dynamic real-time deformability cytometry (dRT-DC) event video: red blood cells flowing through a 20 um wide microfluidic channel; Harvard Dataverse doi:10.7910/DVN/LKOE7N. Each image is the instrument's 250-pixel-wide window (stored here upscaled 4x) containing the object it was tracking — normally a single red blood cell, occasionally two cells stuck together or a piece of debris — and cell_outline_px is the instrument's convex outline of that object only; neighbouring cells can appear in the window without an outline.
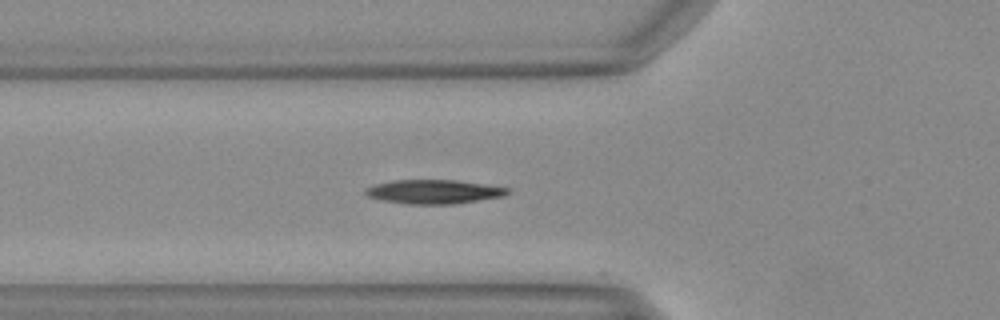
{"species": "Egyptian fruit bat (a non-hibernating species)", "species_latin": "Rousettus aegyptiacus", "temperature_condition": "warm", "stored_images_in_passage": 11, "camera_frame_rate_fps": 3000, "um_per_image_px": 0.085, "animal": {"sex": "female"}, "frame": {"image": 1, "passage_image": 3, "time_ms": 0.667, "image_size_px": [1000, 320], "cell_outline_px": [[512, 192], [504, 196], [452, 204], [408, 204], [380, 200], [368, 196], [364, 192], [368, 188], [376, 184], [392, 180], [456, 180], [508, 188]], "centroid_in_image_um": [36.87, 16.3], "position_along_channel_um": 88.9, "area_um2": 19.71}}
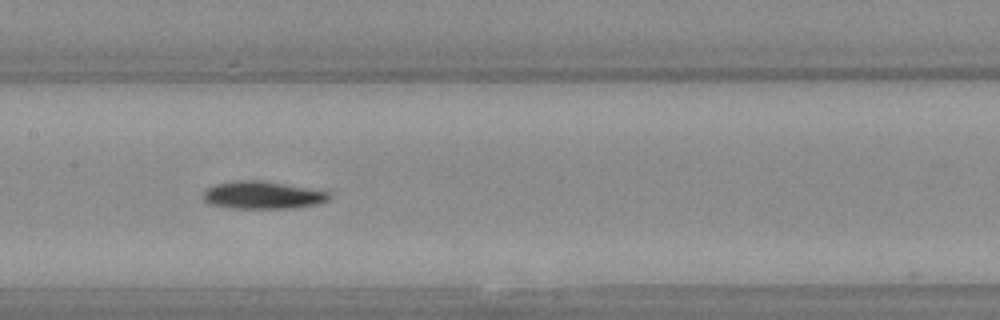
{"frame": {"image": 2, "passage_image": 10, "time_ms": 3.0, "image_size_px": [1000, 320], "cell_outline_px": [[332, 196], [328, 200], [316, 204], [292, 208], [228, 208], [208, 204], [204, 200], [204, 192], [208, 188], [216, 184], [236, 180], [256, 180], [284, 184], [328, 192]], "centroid_in_image_um": [22.28, 16.59], "position_along_channel_um": 185.1, "area_um2": 20.0}}